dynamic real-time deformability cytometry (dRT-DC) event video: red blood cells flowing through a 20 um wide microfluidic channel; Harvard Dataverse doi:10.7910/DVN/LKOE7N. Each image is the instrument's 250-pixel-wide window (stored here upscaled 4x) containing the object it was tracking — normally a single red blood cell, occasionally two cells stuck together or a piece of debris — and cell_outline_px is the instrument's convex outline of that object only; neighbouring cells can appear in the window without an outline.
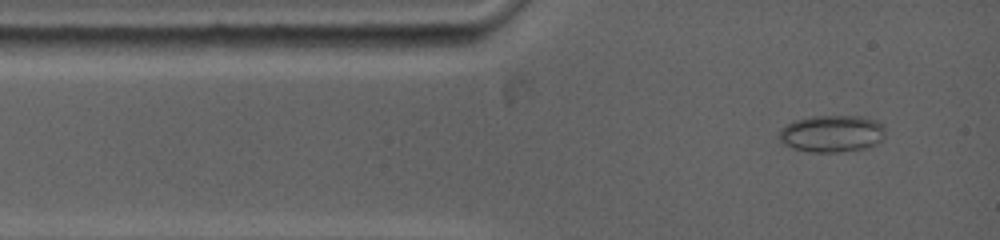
{"species": "common noctule bat (a hibernating species)", "species_latin": "Nyctalus noctula", "temperature_condition": "warm", "stored_images_in_passage": 44, "camera_frame_rate_fps": 5000, "um_per_image_px": 0.085, "animal": {"sex": "female", "body_mass_g": 19.0, "forearm_length_mm": 53.3}, "frame": {"image": 1, "passage_image": 1, "time_ms": 0.0, "image_size_px": [1000, 240], "cell_outline_px": [[884, 136], [876, 144], [864, 148], [836, 152], [808, 152], [792, 148], [784, 144], [776, 136], [780, 128], [796, 120], [808, 116], [860, 116], [876, 120], [884, 124]], "centroid_in_image_um": [70.67, 11.35], "position_along_channel_um": 14.3, "area_um2": 23.06}}
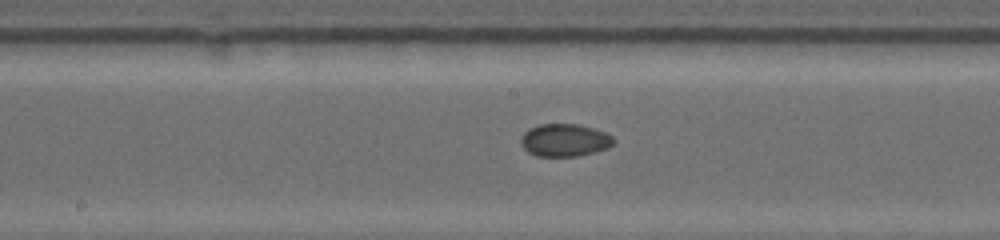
{"frame": {"image": 2, "passage_image": 22, "time_ms": 5.6, "image_size_px": [1000, 240], "cell_outline_px": [[616, 140], [608, 148], [596, 152], [576, 156], [536, 156], [528, 152], [520, 144], [520, 136], [528, 128], [540, 124], [580, 124], [604, 132], [612, 136]], "centroid_in_image_um": [47.97, 11.91], "position_along_channel_um": 200.2, "area_um2": 17.8}}
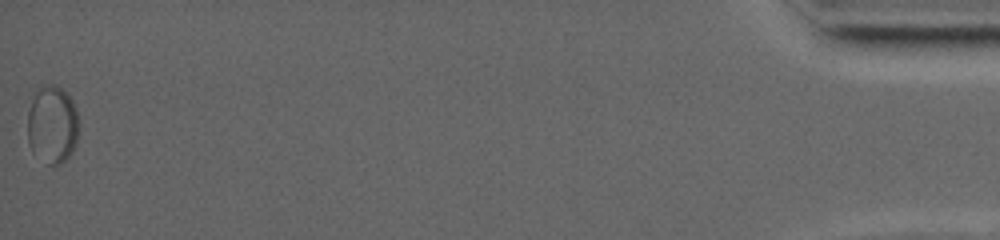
{"frame": {"image": 3, "passage_image": 44, "time_ms": 16.0, "image_size_px": [1000, 240], "cell_outline_px": [[80, 128], [72, 152], [60, 164], [52, 168], [32, 152], [28, 144], [28, 112], [32, 100], [36, 92], [40, 88], [48, 84], [56, 84], [72, 100], [76, 108], [80, 124]], "centroid_in_image_um": [4.46, 10.63], "position_along_channel_um": 430.7, "area_um2": 23.52}, "authors_computed_cell_mechanics": {"area_um2": 17.8891, "velocity_mm_per_s": 3.7969, "shape_relaxation_time_tau1_ms": null, "shape_relaxation_time_tau2_ms": 1.7199, "deformation_change_tau1": null, "deformation_change_tau2": 0.0314}}